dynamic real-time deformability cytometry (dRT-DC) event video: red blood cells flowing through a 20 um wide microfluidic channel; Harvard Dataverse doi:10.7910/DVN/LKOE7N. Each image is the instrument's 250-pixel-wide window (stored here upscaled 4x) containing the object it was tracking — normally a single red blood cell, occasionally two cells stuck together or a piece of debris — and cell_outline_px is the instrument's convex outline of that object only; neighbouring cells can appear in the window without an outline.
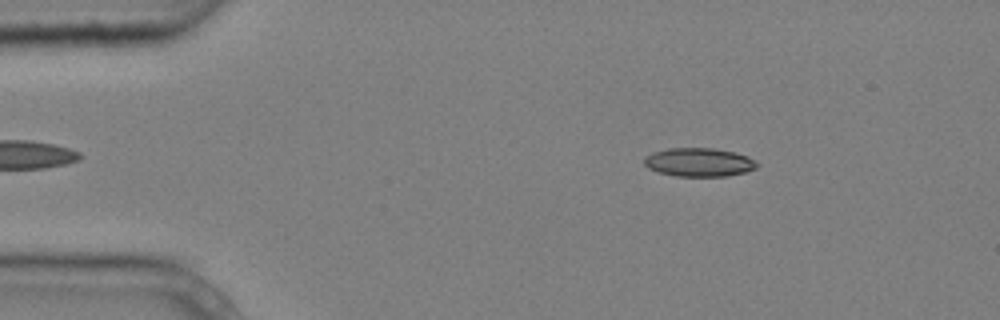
{"species": "common noctule bat (a hibernating species)", "species_latin": "Nyctalus noctula", "temperature_condition": "cold", "stored_images_in_passage": 3, "camera_frame_rate_fps": 3000, "um_per_image_px": 0.085, "animal": {"sex": "male", "body_mass_g": 20.4}, "frame": {"image": 1, "passage_image": 1, "time_ms": 0.0, "image_size_px": [1000, 320], "cell_outline_px": [[760, 164], [756, 168], [744, 172], [728, 176], [676, 176], [656, 172], [648, 168], [644, 164], [644, 160], [652, 152], [668, 148], [712, 148], [736, 152], [748, 156], [756, 160]], "centroid_in_image_um": [59.44, 13.79], "position_along_channel_um": 25.6, "area_um2": 18.96}}
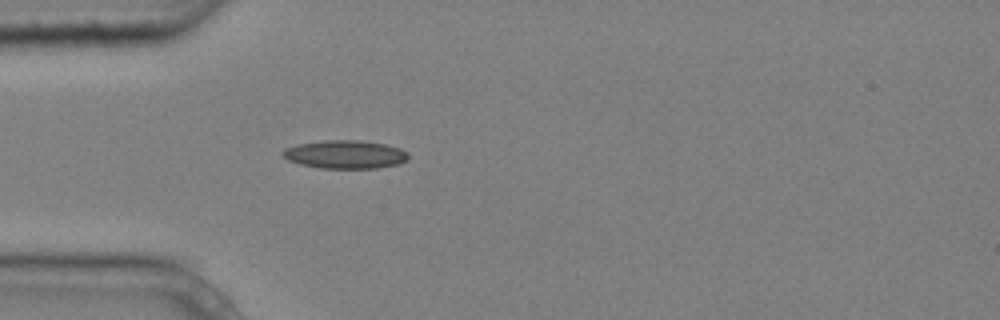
{"frame": {"image": 2, "passage_image": 3, "time_ms": 0.667, "image_size_px": [1000, 320], "cell_outline_px": [[408, 160], [396, 164], [376, 168], [320, 168], [300, 164], [288, 160], [280, 152], [284, 148], [296, 144], [324, 140], [360, 140], [388, 144], [400, 148], [408, 152]], "centroid_in_image_um": [29.33, 13.11], "position_along_channel_um": 55.7, "area_um2": 20.87}}